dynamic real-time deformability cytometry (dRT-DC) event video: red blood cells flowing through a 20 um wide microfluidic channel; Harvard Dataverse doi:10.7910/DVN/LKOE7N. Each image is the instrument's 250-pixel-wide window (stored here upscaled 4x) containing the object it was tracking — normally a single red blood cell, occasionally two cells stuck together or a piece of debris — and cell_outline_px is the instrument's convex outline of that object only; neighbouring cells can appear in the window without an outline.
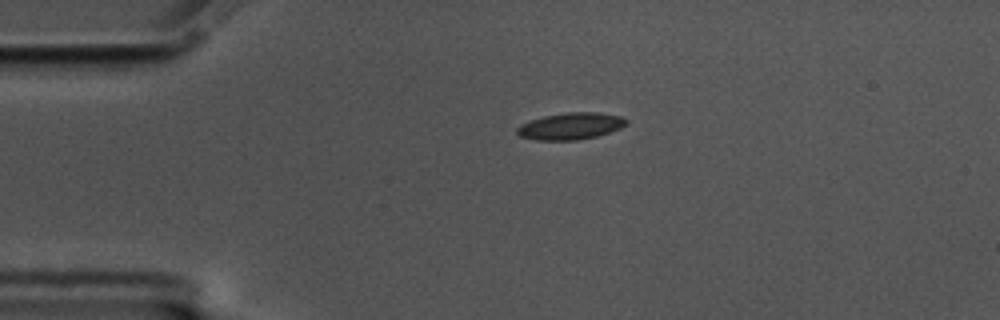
{"species": "common noctule bat (a hibernating species)", "species_latin": "Nyctalus noctula", "temperature_condition": "cold", "stored_images_in_passage": 46, "camera_frame_rate_fps": 3000, "um_per_image_px": 0.085, "animal": {"sex": "male", "body_mass_g": 17.5, "forearm_length_mm": 52.3}, "frame": {"image": 1, "passage_image": 1, "time_ms": 0.0, "image_size_px": [1000, 320], "cell_outline_px": [[628, 124], [620, 128], [596, 136], [576, 140], [536, 140], [520, 136], [516, 132], [516, 128], [520, 124], [544, 116], [568, 112], [596, 112], [620, 116], [628, 120]], "centroid_in_image_um": [48.5, 10.72], "position_along_channel_um": 36.5, "area_um2": 16.94}}
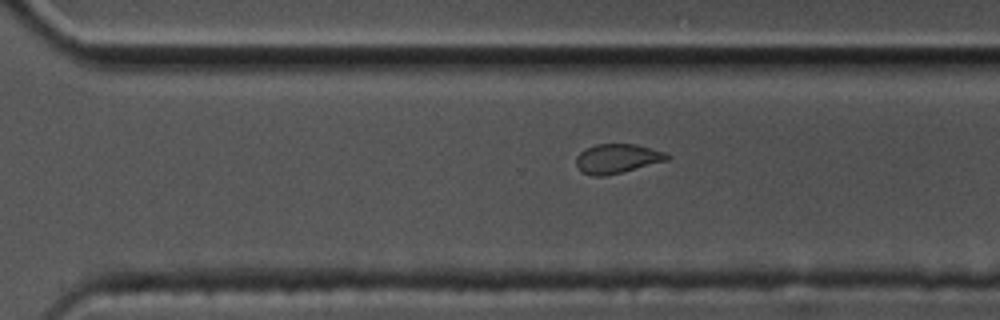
{"frame": {"image": 2, "passage_image": 28, "time_ms": 9.0, "image_size_px": [1000, 320], "cell_outline_px": [[672, 156], [668, 160], [604, 176], [592, 176], [580, 172], [576, 164], [576, 156], [584, 148], [596, 144], [636, 144], [668, 152]], "centroid_in_image_um": [52.46, 13.47], "position_along_channel_um": 318.1, "area_um2": 15.72}}
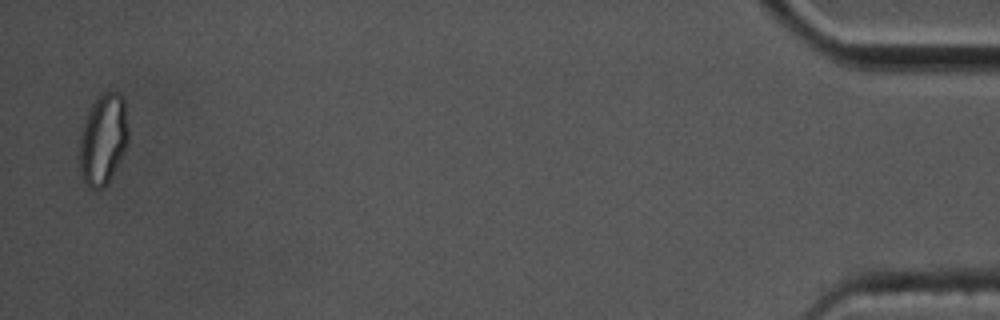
{"frame": {"image": 3, "passage_image": 45, "time_ms": 14.667, "image_size_px": [1000, 320], "cell_outline_px": [[128, 140], [124, 152], [108, 184], [104, 188], [88, 188], [84, 184], [80, 168], [80, 140], [84, 124], [92, 104], [104, 92], [116, 92], [124, 100], [128, 128]], "centroid_in_image_um": [8.78, 11.9], "position_along_channel_um": 426.4, "area_um2": 25.49}, "authors_computed_cell_mechanics": {"area_um2": 16.7331, "velocity_mm_per_s": 3.4982, "shape_relaxation_time_tau1_ms": 4.4389, "shape_relaxation_time_tau2_ms": 4.9608, "deformation_change_tau1": 0.1275, "deformation_change_tau2": 0.0599}}